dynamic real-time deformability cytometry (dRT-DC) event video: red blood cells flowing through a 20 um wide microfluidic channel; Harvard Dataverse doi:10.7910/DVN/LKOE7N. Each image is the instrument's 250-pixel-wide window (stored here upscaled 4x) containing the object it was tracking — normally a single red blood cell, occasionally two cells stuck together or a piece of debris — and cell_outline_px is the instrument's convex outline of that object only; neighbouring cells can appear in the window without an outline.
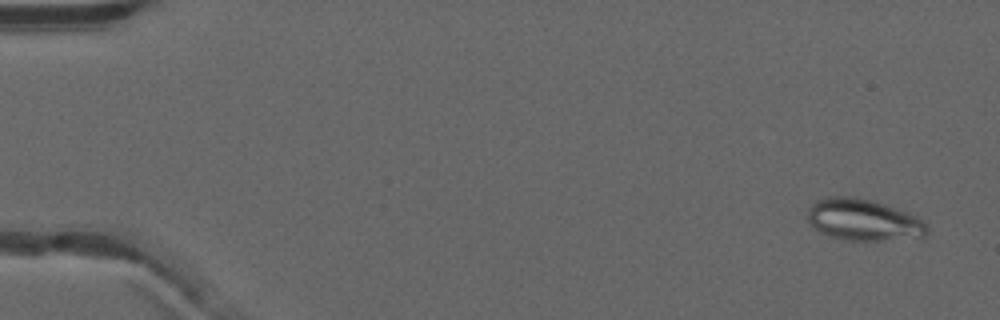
{"species": "common noctule bat (a hibernating species)", "species_latin": "Nyctalus noctula", "temperature_condition": "warm", "stored_images_in_passage": 17, "camera_frame_rate_fps": 3000, "um_per_image_px": 0.085, "animal": {"sex": "male", "forearm_length_mm": 52.5}, "frame": {"image": 1, "passage_image": 3, "time_ms": 0.667, "image_size_px": [1000, 320], "cell_outline_px": [[928, 232], [924, 236], [876, 240], [844, 240], [820, 232], [808, 220], [808, 208], [816, 200], [828, 196], [856, 196], [872, 200], [908, 212], [924, 220], [928, 228]], "centroid_in_image_um": [73.38, 18.66], "position_along_channel_um": 11.6, "area_um2": 28.78}}